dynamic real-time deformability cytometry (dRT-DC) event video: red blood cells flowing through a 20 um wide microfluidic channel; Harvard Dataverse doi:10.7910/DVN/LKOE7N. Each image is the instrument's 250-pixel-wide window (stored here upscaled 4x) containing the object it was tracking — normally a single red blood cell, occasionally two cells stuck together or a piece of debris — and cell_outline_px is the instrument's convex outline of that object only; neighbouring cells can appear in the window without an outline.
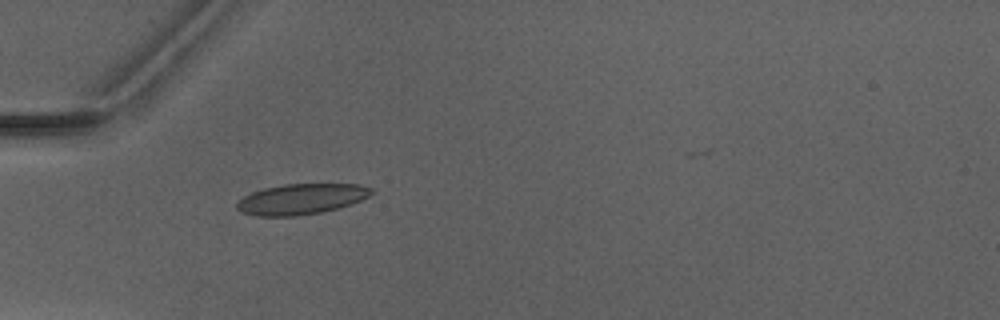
{"species": "Egyptian fruit bat (a non-hibernating species)", "species_latin": "Rousettus aegyptiacus", "temperature_condition": "warm", "stored_images_in_passage": 4, "camera_frame_rate_fps": 3000, "um_per_image_px": 0.085, "animal": {"sex": "male"}, "frame": {"image": 1, "passage_image": 4, "time_ms": 5.333, "image_size_px": [1000, 320], "cell_outline_px": [[376, 192], [360, 200], [336, 208], [320, 212], [296, 216], [256, 216], [240, 212], [236, 208], [236, 204], [244, 196], [252, 192], [264, 188], [284, 184], [360, 184], [372, 188]], "centroid_in_image_um": [25.59, 16.91], "position_along_channel_um": 59.4, "area_um2": 23.87}}